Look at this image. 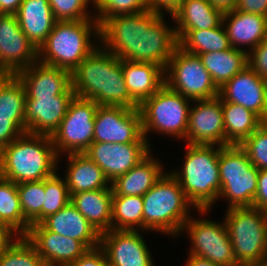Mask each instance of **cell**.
Instances as JSON below:
<instances>
[{"label":"cell","mask_w":267,"mask_h":266,"mask_svg":"<svg viewBox=\"0 0 267 266\" xmlns=\"http://www.w3.org/2000/svg\"><path fill=\"white\" fill-rule=\"evenodd\" d=\"M187 260L188 261H186L187 263L185 266H220L212 263L210 260H207L206 258L191 254H189V259L187 258Z\"/></svg>","instance_id":"681fc988"},{"label":"cell","mask_w":267,"mask_h":266,"mask_svg":"<svg viewBox=\"0 0 267 266\" xmlns=\"http://www.w3.org/2000/svg\"><path fill=\"white\" fill-rule=\"evenodd\" d=\"M162 165L150 153L124 175L111 182L113 195L143 196L162 177Z\"/></svg>","instance_id":"83f0119b"},{"label":"cell","mask_w":267,"mask_h":266,"mask_svg":"<svg viewBox=\"0 0 267 266\" xmlns=\"http://www.w3.org/2000/svg\"><path fill=\"white\" fill-rule=\"evenodd\" d=\"M150 152L149 143L93 142L84 154L103 170L111 183L136 166Z\"/></svg>","instance_id":"2e32d148"},{"label":"cell","mask_w":267,"mask_h":266,"mask_svg":"<svg viewBox=\"0 0 267 266\" xmlns=\"http://www.w3.org/2000/svg\"><path fill=\"white\" fill-rule=\"evenodd\" d=\"M92 32L99 38V23L96 19L56 21L51 33L38 48V61L72 73L97 48L91 43Z\"/></svg>","instance_id":"5b68a950"},{"label":"cell","mask_w":267,"mask_h":266,"mask_svg":"<svg viewBox=\"0 0 267 266\" xmlns=\"http://www.w3.org/2000/svg\"><path fill=\"white\" fill-rule=\"evenodd\" d=\"M235 9L267 17V0H238Z\"/></svg>","instance_id":"f6af8a7d"},{"label":"cell","mask_w":267,"mask_h":266,"mask_svg":"<svg viewBox=\"0 0 267 266\" xmlns=\"http://www.w3.org/2000/svg\"><path fill=\"white\" fill-rule=\"evenodd\" d=\"M16 16L22 32L37 49L47 39L57 21L49 0H23Z\"/></svg>","instance_id":"484cf974"},{"label":"cell","mask_w":267,"mask_h":266,"mask_svg":"<svg viewBox=\"0 0 267 266\" xmlns=\"http://www.w3.org/2000/svg\"><path fill=\"white\" fill-rule=\"evenodd\" d=\"M221 189L218 196L226 197L228 208L253 207L257 193L258 173L240 145L222 146L219 153Z\"/></svg>","instance_id":"ba28073f"},{"label":"cell","mask_w":267,"mask_h":266,"mask_svg":"<svg viewBox=\"0 0 267 266\" xmlns=\"http://www.w3.org/2000/svg\"><path fill=\"white\" fill-rule=\"evenodd\" d=\"M227 21L229 23H227L225 31L231 47L235 49L244 50L238 48V46L246 44L249 48L251 47L249 50H253L267 38L266 16L233 9L224 12L222 21L223 25H226L225 23Z\"/></svg>","instance_id":"cb8c5ba5"},{"label":"cell","mask_w":267,"mask_h":266,"mask_svg":"<svg viewBox=\"0 0 267 266\" xmlns=\"http://www.w3.org/2000/svg\"><path fill=\"white\" fill-rule=\"evenodd\" d=\"M143 230L161 231L175 235L182 231L189 219L192 204L179 182L164 173L143 196Z\"/></svg>","instance_id":"8992f818"},{"label":"cell","mask_w":267,"mask_h":266,"mask_svg":"<svg viewBox=\"0 0 267 266\" xmlns=\"http://www.w3.org/2000/svg\"><path fill=\"white\" fill-rule=\"evenodd\" d=\"M253 166L267 170V125L262 123L241 145Z\"/></svg>","instance_id":"ab89813d"},{"label":"cell","mask_w":267,"mask_h":266,"mask_svg":"<svg viewBox=\"0 0 267 266\" xmlns=\"http://www.w3.org/2000/svg\"><path fill=\"white\" fill-rule=\"evenodd\" d=\"M143 229V197L112 196V229L135 231Z\"/></svg>","instance_id":"e575fe53"},{"label":"cell","mask_w":267,"mask_h":266,"mask_svg":"<svg viewBox=\"0 0 267 266\" xmlns=\"http://www.w3.org/2000/svg\"><path fill=\"white\" fill-rule=\"evenodd\" d=\"M100 247L112 266H154L150 251L138 230L103 232Z\"/></svg>","instance_id":"ac0fdd59"},{"label":"cell","mask_w":267,"mask_h":266,"mask_svg":"<svg viewBox=\"0 0 267 266\" xmlns=\"http://www.w3.org/2000/svg\"><path fill=\"white\" fill-rule=\"evenodd\" d=\"M75 96L91 99L98 105L139 108L130 97L121 59L111 52L95 48L71 73Z\"/></svg>","instance_id":"7a4b0ae2"},{"label":"cell","mask_w":267,"mask_h":266,"mask_svg":"<svg viewBox=\"0 0 267 266\" xmlns=\"http://www.w3.org/2000/svg\"><path fill=\"white\" fill-rule=\"evenodd\" d=\"M195 103L198 105L189 109L187 143L225 146L221 98L217 96L210 99L195 100Z\"/></svg>","instance_id":"e0dca14e"},{"label":"cell","mask_w":267,"mask_h":266,"mask_svg":"<svg viewBox=\"0 0 267 266\" xmlns=\"http://www.w3.org/2000/svg\"><path fill=\"white\" fill-rule=\"evenodd\" d=\"M38 61V49L22 32L16 14H0V75H16Z\"/></svg>","instance_id":"5bb4252c"},{"label":"cell","mask_w":267,"mask_h":266,"mask_svg":"<svg viewBox=\"0 0 267 266\" xmlns=\"http://www.w3.org/2000/svg\"><path fill=\"white\" fill-rule=\"evenodd\" d=\"M192 241L191 255L200 256L220 266H241L234 251L225 222L189 218L183 225Z\"/></svg>","instance_id":"4fadbf2b"},{"label":"cell","mask_w":267,"mask_h":266,"mask_svg":"<svg viewBox=\"0 0 267 266\" xmlns=\"http://www.w3.org/2000/svg\"><path fill=\"white\" fill-rule=\"evenodd\" d=\"M88 3L90 0H49L57 21L91 20L90 15L86 12Z\"/></svg>","instance_id":"60d3db41"},{"label":"cell","mask_w":267,"mask_h":266,"mask_svg":"<svg viewBox=\"0 0 267 266\" xmlns=\"http://www.w3.org/2000/svg\"><path fill=\"white\" fill-rule=\"evenodd\" d=\"M216 8L223 12L233 10L236 7L238 0H209Z\"/></svg>","instance_id":"f907efd6"},{"label":"cell","mask_w":267,"mask_h":266,"mask_svg":"<svg viewBox=\"0 0 267 266\" xmlns=\"http://www.w3.org/2000/svg\"><path fill=\"white\" fill-rule=\"evenodd\" d=\"M39 224L46 230L79 240L87 249L100 246L101 234L71 203Z\"/></svg>","instance_id":"603a6c76"},{"label":"cell","mask_w":267,"mask_h":266,"mask_svg":"<svg viewBox=\"0 0 267 266\" xmlns=\"http://www.w3.org/2000/svg\"><path fill=\"white\" fill-rule=\"evenodd\" d=\"M264 123L267 125V117H266V119L264 120Z\"/></svg>","instance_id":"f5cc1de1"},{"label":"cell","mask_w":267,"mask_h":266,"mask_svg":"<svg viewBox=\"0 0 267 266\" xmlns=\"http://www.w3.org/2000/svg\"><path fill=\"white\" fill-rule=\"evenodd\" d=\"M69 266H112L100 246L88 249Z\"/></svg>","instance_id":"7bdbcfd3"},{"label":"cell","mask_w":267,"mask_h":266,"mask_svg":"<svg viewBox=\"0 0 267 266\" xmlns=\"http://www.w3.org/2000/svg\"><path fill=\"white\" fill-rule=\"evenodd\" d=\"M45 198L42 205V220L47 216L57 213L68 205L71 200L66 181L56 174V172L44 179Z\"/></svg>","instance_id":"74e56055"},{"label":"cell","mask_w":267,"mask_h":266,"mask_svg":"<svg viewBox=\"0 0 267 266\" xmlns=\"http://www.w3.org/2000/svg\"><path fill=\"white\" fill-rule=\"evenodd\" d=\"M94 142L149 143L143 136L139 108L99 105L94 118Z\"/></svg>","instance_id":"7c38bea8"},{"label":"cell","mask_w":267,"mask_h":266,"mask_svg":"<svg viewBox=\"0 0 267 266\" xmlns=\"http://www.w3.org/2000/svg\"><path fill=\"white\" fill-rule=\"evenodd\" d=\"M74 97L75 94H61L57 97H26V132L52 136L59 128Z\"/></svg>","instance_id":"44dd1931"},{"label":"cell","mask_w":267,"mask_h":266,"mask_svg":"<svg viewBox=\"0 0 267 266\" xmlns=\"http://www.w3.org/2000/svg\"><path fill=\"white\" fill-rule=\"evenodd\" d=\"M26 238L34 245L46 266H69L88 249L79 241L31 225Z\"/></svg>","instance_id":"ffe728a7"},{"label":"cell","mask_w":267,"mask_h":266,"mask_svg":"<svg viewBox=\"0 0 267 266\" xmlns=\"http://www.w3.org/2000/svg\"><path fill=\"white\" fill-rule=\"evenodd\" d=\"M218 96L223 101L236 103L253 111L263 121L267 117V80L249 66L219 88Z\"/></svg>","instance_id":"d6986e66"},{"label":"cell","mask_w":267,"mask_h":266,"mask_svg":"<svg viewBox=\"0 0 267 266\" xmlns=\"http://www.w3.org/2000/svg\"><path fill=\"white\" fill-rule=\"evenodd\" d=\"M51 136L23 133L1 151L2 178L16 184L44 180L56 172Z\"/></svg>","instance_id":"3957f363"},{"label":"cell","mask_w":267,"mask_h":266,"mask_svg":"<svg viewBox=\"0 0 267 266\" xmlns=\"http://www.w3.org/2000/svg\"><path fill=\"white\" fill-rule=\"evenodd\" d=\"M2 177V161H1V151H0V178Z\"/></svg>","instance_id":"816d5d0a"},{"label":"cell","mask_w":267,"mask_h":266,"mask_svg":"<svg viewBox=\"0 0 267 266\" xmlns=\"http://www.w3.org/2000/svg\"><path fill=\"white\" fill-rule=\"evenodd\" d=\"M225 146L241 145L264 121L253 111L236 104L223 101Z\"/></svg>","instance_id":"1f68e13d"},{"label":"cell","mask_w":267,"mask_h":266,"mask_svg":"<svg viewBox=\"0 0 267 266\" xmlns=\"http://www.w3.org/2000/svg\"><path fill=\"white\" fill-rule=\"evenodd\" d=\"M17 191L24 219L31 225L42 221V205L44 204V180L29 181L17 184Z\"/></svg>","instance_id":"d590c367"},{"label":"cell","mask_w":267,"mask_h":266,"mask_svg":"<svg viewBox=\"0 0 267 266\" xmlns=\"http://www.w3.org/2000/svg\"><path fill=\"white\" fill-rule=\"evenodd\" d=\"M253 207L259 208L267 213V170H259L257 193L255 195Z\"/></svg>","instance_id":"ee69618b"},{"label":"cell","mask_w":267,"mask_h":266,"mask_svg":"<svg viewBox=\"0 0 267 266\" xmlns=\"http://www.w3.org/2000/svg\"><path fill=\"white\" fill-rule=\"evenodd\" d=\"M184 0H148L149 10L163 14L165 9L171 16L181 6Z\"/></svg>","instance_id":"bcb514c9"},{"label":"cell","mask_w":267,"mask_h":266,"mask_svg":"<svg viewBox=\"0 0 267 266\" xmlns=\"http://www.w3.org/2000/svg\"><path fill=\"white\" fill-rule=\"evenodd\" d=\"M26 91L16 75H0V151L26 133Z\"/></svg>","instance_id":"9a60e30c"},{"label":"cell","mask_w":267,"mask_h":266,"mask_svg":"<svg viewBox=\"0 0 267 266\" xmlns=\"http://www.w3.org/2000/svg\"><path fill=\"white\" fill-rule=\"evenodd\" d=\"M70 195V203L100 234L112 229V188L83 191Z\"/></svg>","instance_id":"4316f807"},{"label":"cell","mask_w":267,"mask_h":266,"mask_svg":"<svg viewBox=\"0 0 267 266\" xmlns=\"http://www.w3.org/2000/svg\"><path fill=\"white\" fill-rule=\"evenodd\" d=\"M163 15L144 10L107 18L99 25L100 42L120 59L153 63L165 70L179 40L176 28L166 26Z\"/></svg>","instance_id":"6da1fadb"},{"label":"cell","mask_w":267,"mask_h":266,"mask_svg":"<svg viewBox=\"0 0 267 266\" xmlns=\"http://www.w3.org/2000/svg\"><path fill=\"white\" fill-rule=\"evenodd\" d=\"M0 223L11 226L20 236H25L30 224L24 219L17 184L0 178Z\"/></svg>","instance_id":"836d02e7"},{"label":"cell","mask_w":267,"mask_h":266,"mask_svg":"<svg viewBox=\"0 0 267 266\" xmlns=\"http://www.w3.org/2000/svg\"><path fill=\"white\" fill-rule=\"evenodd\" d=\"M99 14L94 16L99 25L107 18L149 10L148 0H93Z\"/></svg>","instance_id":"f35d334b"},{"label":"cell","mask_w":267,"mask_h":266,"mask_svg":"<svg viewBox=\"0 0 267 266\" xmlns=\"http://www.w3.org/2000/svg\"><path fill=\"white\" fill-rule=\"evenodd\" d=\"M23 0H0V14H16Z\"/></svg>","instance_id":"c3c4849f"},{"label":"cell","mask_w":267,"mask_h":266,"mask_svg":"<svg viewBox=\"0 0 267 266\" xmlns=\"http://www.w3.org/2000/svg\"><path fill=\"white\" fill-rule=\"evenodd\" d=\"M14 234L18 235L14 237H20L19 233L11 226L0 223V255L6 252L16 242L14 238H12Z\"/></svg>","instance_id":"7dc6e473"},{"label":"cell","mask_w":267,"mask_h":266,"mask_svg":"<svg viewBox=\"0 0 267 266\" xmlns=\"http://www.w3.org/2000/svg\"><path fill=\"white\" fill-rule=\"evenodd\" d=\"M185 156V163L180 173L170 174L179 182L187 199L203 215L217 200L221 182L219 176V153L222 146L191 145Z\"/></svg>","instance_id":"277c9868"},{"label":"cell","mask_w":267,"mask_h":266,"mask_svg":"<svg viewBox=\"0 0 267 266\" xmlns=\"http://www.w3.org/2000/svg\"><path fill=\"white\" fill-rule=\"evenodd\" d=\"M223 14L209 0H184L172 18L176 30H208L222 24Z\"/></svg>","instance_id":"f546056e"},{"label":"cell","mask_w":267,"mask_h":266,"mask_svg":"<svg viewBox=\"0 0 267 266\" xmlns=\"http://www.w3.org/2000/svg\"><path fill=\"white\" fill-rule=\"evenodd\" d=\"M248 66L267 80V38L247 53Z\"/></svg>","instance_id":"b9f144b4"},{"label":"cell","mask_w":267,"mask_h":266,"mask_svg":"<svg viewBox=\"0 0 267 266\" xmlns=\"http://www.w3.org/2000/svg\"><path fill=\"white\" fill-rule=\"evenodd\" d=\"M121 68L128 93L139 106L165 84V71L159 65L121 59Z\"/></svg>","instance_id":"d4e9b609"},{"label":"cell","mask_w":267,"mask_h":266,"mask_svg":"<svg viewBox=\"0 0 267 266\" xmlns=\"http://www.w3.org/2000/svg\"><path fill=\"white\" fill-rule=\"evenodd\" d=\"M164 71L165 84L192 101L219 95V89L203 66L200 57L184 51L179 46Z\"/></svg>","instance_id":"30bf717a"},{"label":"cell","mask_w":267,"mask_h":266,"mask_svg":"<svg viewBox=\"0 0 267 266\" xmlns=\"http://www.w3.org/2000/svg\"><path fill=\"white\" fill-rule=\"evenodd\" d=\"M225 224L241 266H266L267 213L255 207L228 208Z\"/></svg>","instance_id":"52a82bcc"},{"label":"cell","mask_w":267,"mask_h":266,"mask_svg":"<svg viewBox=\"0 0 267 266\" xmlns=\"http://www.w3.org/2000/svg\"><path fill=\"white\" fill-rule=\"evenodd\" d=\"M241 49H230L219 52H206L201 53L200 57L203 66L208 73L217 88H221L226 82H228L237 73L241 72L246 66H248L247 53Z\"/></svg>","instance_id":"4dcf8cb0"},{"label":"cell","mask_w":267,"mask_h":266,"mask_svg":"<svg viewBox=\"0 0 267 266\" xmlns=\"http://www.w3.org/2000/svg\"><path fill=\"white\" fill-rule=\"evenodd\" d=\"M0 266L46 265L26 236H20L6 252L0 255Z\"/></svg>","instance_id":"8d00e7d4"},{"label":"cell","mask_w":267,"mask_h":266,"mask_svg":"<svg viewBox=\"0 0 267 266\" xmlns=\"http://www.w3.org/2000/svg\"><path fill=\"white\" fill-rule=\"evenodd\" d=\"M98 104L75 96L59 128L51 136L55 152L84 153L94 142V118ZM59 154V155H58Z\"/></svg>","instance_id":"8fae6325"},{"label":"cell","mask_w":267,"mask_h":266,"mask_svg":"<svg viewBox=\"0 0 267 266\" xmlns=\"http://www.w3.org/2000/svg\"><path fill=\"white\" fill-rule=\"evenodd\" d=\"M189 101L190 99L164 84L139 106L143 136L147 139L146 135L153 129L186 140Z\"/></svg>","instance_id":"9c48e42d"},{"label":"cell","mask_w":267,"mask_h":266,"mask_svg":"<svg viewBox=\"0 0 267 266\" xmlns=\"http://www.w3.org/2000/svg\"><path fill=\"white\" fill-rule=\"evenodd\" d=\"M16 76L24 85L26 97H57L61 94H75L72 89L71 72L66 69L48 66L37 61L19 71Z\"/></svg>","instance_id":"7402d4cb"},{"label":"cell","mask_w":267,"mask_h":266,"mask_svg":"<svg viewBox=\"0 0 267 266\" xmlns=\"http://www.w3.org/2000/svg\"><path fill=\"white\" fill-rule=\"evenodd\" d=\"M68 162L65 181L70 194L112 188L103 170L84 153L68 154Z\"/></svg>","instance_id":"f1b7e54d"},{"label":"cell","mask_w":267,"mask_h":266,"mask_svg":"<svg viewBox=\"0 0 267 266\" xmlns=\"http://www.w3.org/2000/svg\"><path fill=\"white\" fill-rule=\"evenodd\" d=\"M224 29L222 23L220 26L208 30H176L179 47L195 55L230 49L231 44Z\"/></svg>","instance_id":"d6a6232c"}]
</instances>
